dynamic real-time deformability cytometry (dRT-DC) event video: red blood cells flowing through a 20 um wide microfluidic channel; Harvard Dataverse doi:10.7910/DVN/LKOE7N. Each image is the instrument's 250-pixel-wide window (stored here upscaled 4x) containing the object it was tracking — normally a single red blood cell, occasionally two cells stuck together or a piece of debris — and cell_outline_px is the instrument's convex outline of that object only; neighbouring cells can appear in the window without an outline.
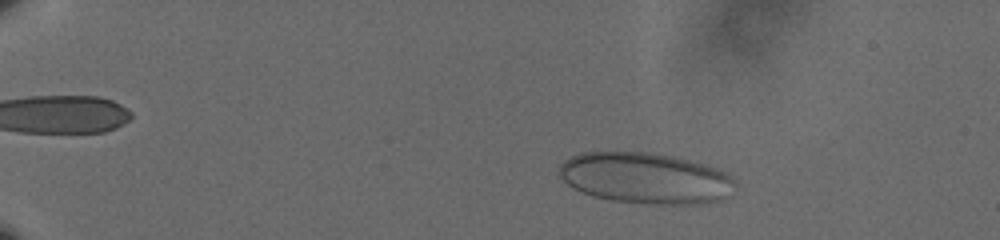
{"species": "human", "species_latin": "Homo sapiens", "temperature_condition": "cold", "stored_images_in_passage": 54, "camera_frame_rate_fps": 3000, "um_per_image_px": 0.085, "donor": {"sex": "male"}, "frame": {"image": 1, "passage_image": 6, "time_ms": 1.667, "image_size_px": [1000, 240], "cell_outline_px": [[736, 184], [728, 196], [724, 200], [704, 204], [656, 204], [612, 200], [592, 196], [572, 188], [560, 176], [560, 164], [564, 160], [580, 152], [644, 152], [672, 156], [704, 164], [728, 172], [736, 180]], "centroid_in_image_um": [54.91, 15.15], "position_along_channel_um": 30.1, "area_um2": 52.54}}
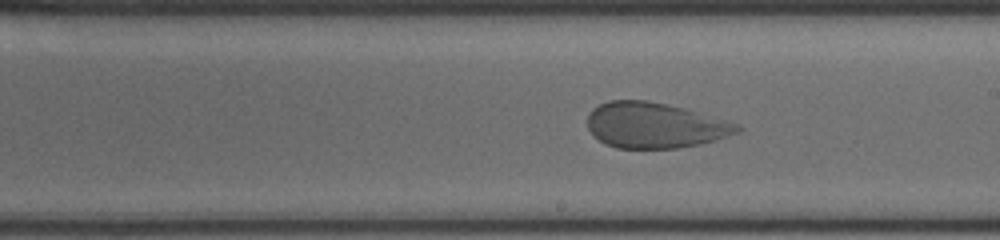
{"frame": {"image": 2, "passage_image": 32, "time_ms": 10.333, "image_size_px": [1000, 240], "cell_outline_px": [[744, 128], [740, 132], [716, 140], [700, 144], [676, 148], [616, 148], [604, 144], [592, 136], [588, 128], [588, 112], [592, 108], [608, 100], [648, 100], [684, 108], [740, 124]], "centroid_in_image_um": [55.65, 10.65], "position_along_channel_um": 233.4, "area_um2": 40.11}}
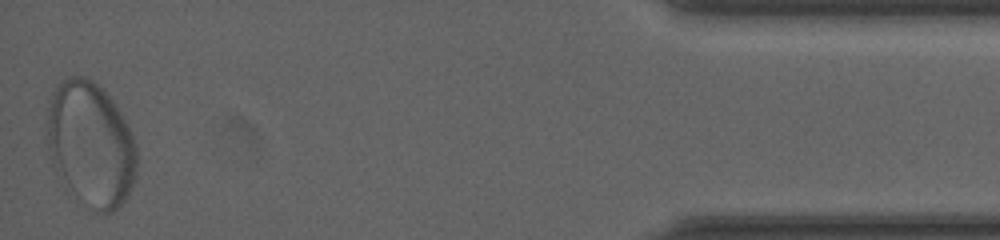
{"frame": {"image": 3, "passage_image": 54, "time_ms": 17.667, "image_size_px": [1000, 240], "cell_outline_px": [[136, 176], [128, 196], [112, 212], [92, 212], [64, 192], [52, 164], [48, 148], [48, 100], [52, 92], [68, 76], [84, 76], [92, 80], [104, 88], [116, 104], [136, 144]], "centroid_in_image_um": [7.68, 12.32], "position_along_channel_um": 427.5, "area_um2": 66.47}}